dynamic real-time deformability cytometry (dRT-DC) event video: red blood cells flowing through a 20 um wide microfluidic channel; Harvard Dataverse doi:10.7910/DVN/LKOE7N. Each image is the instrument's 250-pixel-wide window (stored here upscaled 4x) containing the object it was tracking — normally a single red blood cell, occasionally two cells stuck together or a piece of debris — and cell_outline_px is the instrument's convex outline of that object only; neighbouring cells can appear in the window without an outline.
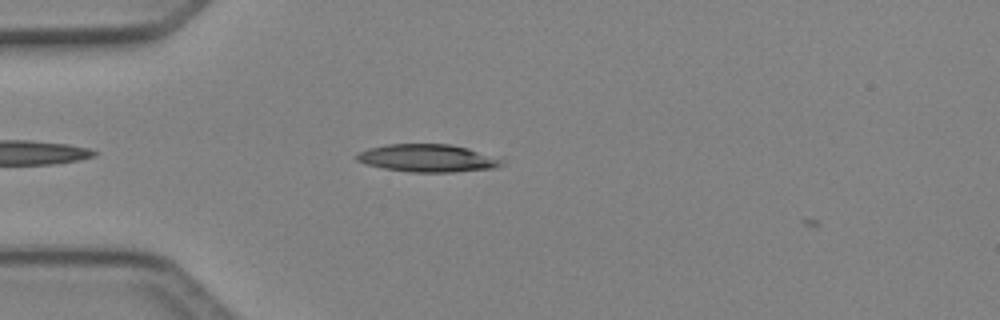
{"species": "Egyptian fruit bat (a non-hibernating species)", "species_latin": "Rousettus aegyptiacus", "temperature_condition": "cold", "stored_images_in_passage": 2, "camera_frame_rate_fps": 3000, "um_per_image_px": 0.085, "animal": {"sex": "female"}, "frame": {"image": 1, "passage_image": 1, "time_ms": 0.0, "image_size_px": [1000, 320], "cell_outline_px": [[508, 160], [500, 168], [452, 172], [408, 172], [384, 168], [364, 164], [356, 160], [356, 156], [360, 152], [368, 148], [388, 144], [448, 144], [468, 148]], "centroid_in_image_um": [36.42, 13.45], "position_along_channel_um": 48.6, "area_um2": 23.7}}